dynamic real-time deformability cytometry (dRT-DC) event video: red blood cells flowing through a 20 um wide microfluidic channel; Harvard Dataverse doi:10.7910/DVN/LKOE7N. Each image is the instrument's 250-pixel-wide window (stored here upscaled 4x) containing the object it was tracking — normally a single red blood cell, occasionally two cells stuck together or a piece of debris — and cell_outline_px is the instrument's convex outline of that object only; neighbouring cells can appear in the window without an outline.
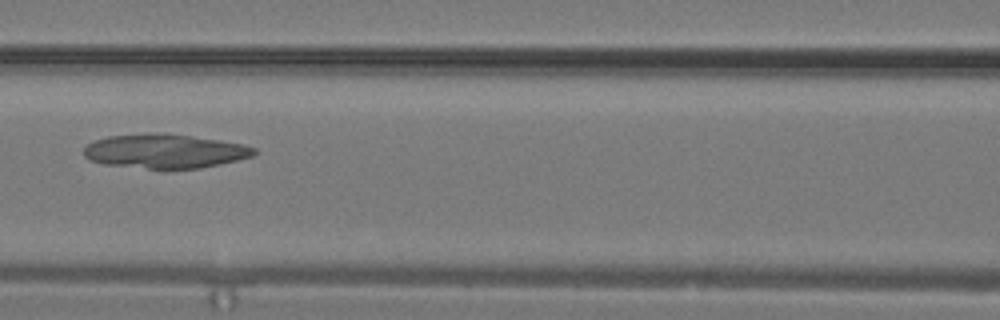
{"species": "common noctule bat (a hibernating species)", "species_latin": "Nyctalus noctula", "temperature_condition": "warm", "stored_images_in_passage": 8, "camera_frame_rate_fps": 3000, "um_per_image_px": 0.085, "animal": {"sex": "male", "body_mass_g": 19.2, "forearm_length_mm": 51.8}, "frame": {"image": 1, "passage_image": 5, "time_ms": 1.333, "image_size_px": [1000, 320], "cell_outline_px": [[256, 152], [252, 156], [220, 164], [200, 168], [148, 168], [104, 164], [88, 160], [84, 156], [84, 148], [88, 144], [96, 140], [108, 136], [148, 132], [192, 136], [220, 140], [244, 144], [256, 148]], "centroid_in_image_um": [14.0, 12.84], "position_along_channel_um": 152.6, "area_um2": 33.7}}
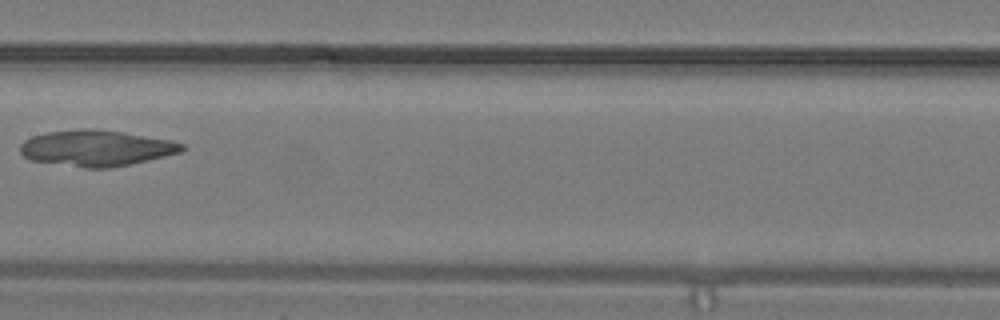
{"frame": {"image": 2, "passage_image": 7, "time_ms": 2.0, "image_size_px": [1000, 320], "cell_outline_px": [[188, 148], [180, 152], [148, 160], [108, 168], [84, 168], [32, 160], [24, 156], [20, 152], [20, 144], [24, 140], [32, 136], [48, 132], [80, 128], [88, 128], [124, 132], [172, 140], [184, 144]], "centroid_in_image_um": [8.19, 12.58], "position_along_channel_um": 199.2, "area_um2": 33.93}}